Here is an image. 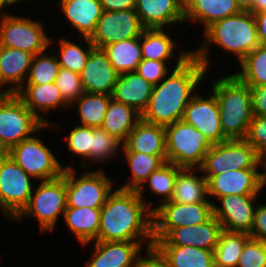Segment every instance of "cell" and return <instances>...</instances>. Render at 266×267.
I'll use <instances>...</instances> for the list:
<instances>
[{
    "label": "cell",
    "instance_id": "6da1fadb",
    "mask_svg": "<svg viewBox=\"0 0 266 267\" xmlns=\"http://www.w3.org/2000/svg\"><path fill=\"white\" fill-rule=\"evenodd\" d=\"M175 67L162 81L153 86L152 95L141 119L163 127L182 120L185 107L205 82L208 73L204 65L183 48L177 55Z\"/></svg>",
    "mask_w": 266,
    "mask_h": 267
},
{
    "label": "cell",
    "instance_id": "7a4b0ae2",
    "mask_svg": "<svg viewBox=\"0 0 266 267\" xmlns=\"http://www.w3.org/2000/svg\"><path fill=\"white\" fill-rule=\"evenodd\" d=\"M94 241L144 242L154 245L152 211L136 190L115 188L101 207L98 237Z\"/></svg>",
    "mask_w": 266,
    "mask_h": 267
},
{
    "label": "cell",
    "instance_id": "3957f363",
    "mask_svg": "<svg viewBox=\"0 0 266 267\" xmlns=\"http://www.w3.org/2000/svg\"><path fill=\"white\" fill-rule=\"evenodd\" d=\"M204 32L205 42L192 54L209 70L211 50L209 44L216 45L228 53L236 56L238 64L257 46L260 45L257 36L255 16L250 11H241L237 14L215 21Z\"/></svg>",
    "mask_w": 266,
    "mask_h": 267
},
{
    "label": "cell",
    "instance_id": "277c9868",
    "mask_svg": "<svg viewBox=\"0 0 266 267\" xmlns=\"http://www.w3.org/2000/svg\"><path fill=\"white\" fill-rule=\"evenodd\" d=\"M215 79L212 91L220 111V124L227 140H245L253 119L249 86L234 73Z\"/></svg>",
    "mask_w": 266,
    "mask_h": 267
},
{
    "label": "cell",
    "instance_id": "5b68a950",
    "mask_svg": "<svg viewBox=\"0 0 266 267\" xmlns=\"http://www.w3.org/2000/svg\"><path fill=\"white\" fill-rule=\"evenodd\" d=\"M54 125H45L16 94L0 93V145L6 152L37 131Z\"/></svg>",
    "mask_w": 266,
    "mask_h": 267
},
{
    "label": "cell",
    "instance_id": "8992f818",
    "mask_svg": "<svg viewBox=\"0 0 266 267\" xmlns=\"http://www.w3.org/2000/svg\"><path fill=\"white\" fill-rule=\"evenodd\" d=\"M66 208V169H64L60 177L40 181L38 187L33 189L28 204L13 220L20 221L21 218L32 217L38 220L42 233L52 231Z\"/></svg>",
    "mask_w": 266,
    "mask_h": 267
},
{
    "label": "cell",
    "instance_id": "52a82bcc",
    "mask_svg": "<svg viewBox=\"0 0 266 267\" xmlns=\"http://www.w3.org/2000/svg\"><path fill=\"white\" fill-rule=\"evenodd\" d=\"M167 162L181 168H200L212 144L194 126L179 120L165 127Z\"/></svg>",
    "mask_w": 266,
    "mask_h": 267
},
{
    "label": "cell",
    "instance_id": "ba28073f",
    "mask_svg": "<svg viewBox=\"0 0 266 267\" xmlns=\"http://www.w3.org/2000/svg\"><path fill=\"white\" fill-rule=\"evenodd\" d=\"M1 14V9H0ZM42 22L12 13L0 15V46L20 49L33 54H40L49 49L54 41L47 36Z\"/></svg>",
    "mask_w": 266,
    "mask_h": 267
},
{
    "label": "cell",
    "instance_id": "9c48e42d",
    "mask_svg": "<svg viewBox=\"0 0 266 267\" xmlns=\"http://www.w3.org/2000/svg\"><path fill=\"white\" fill-rule=\"evenodd\" d=\"M76 168H66L67 207L101 208L112 190L113 180L103 170L84 171L76 176Z\"/></svg>",
    "mask_w": 266,
    "mask_h": 267
},
{
    "label": "cell",
    "instance_id": "30bf717a",
    "mask_svg": "<svg viewBox=\"0 0 266 267\" xmlns=\"http://www.w3.org/2000/svg\"><path fill=\"white\" fill-rule=\"evenodd\" d=\"M259 165L260 154L246 140H226L212 144L200 169L209 181L227 170L259 168Z\"/></svg>",
    "mask_w": 266,
    "mask_h": 267
},
{
    "label": "cell",
    "instance_id": "8fae6325",
    "mask_svg": "<svg viewBox=\"0 0 266 267\" xmlns=\"http://www.w3.org/2000/svg\"><path fill=\"white\" fill-rule=\"evenodd\" d=\"M7 154L33 179L40 181L60 177L64 169L52 151L35 135L13 146Z\"/></svg>",
    "mask_w": 266,
    "mask_h": 267
},
{
    "label": "cell",
    "instance_id": "7c38bea8",
    "mask_svg": "<svg viewBox=\"0 0 266 267\" xmlns=\"http://www.w3.org/2000/svg\"><path fill=\"white\" fill-rule=\"evenodd\" d=\"M31 179L8 154L0 158V208L12 222L29 202Z\"/></svg>",
    "mask_w": 266,
    "mask_h": 267
},
{
    "label": "cell",
    "instance_id": "4fadbf2b",
    "mask_svg": "<svg viewBox=\"0 0 266 267\" xmlns=\"http://www.w3.org/2000/svg\"><path fill=\"white\" fill-rule=\"evenodd\" d=\"M215 202L181 204L166 201L153 206V242L163 238L171 229L202 224L213 216Z\"/></svg>",
    "mask_w": 266,
    "mask_h": 267
},
{
    "label": "cell",
    "instance_id": "5bb4252c",
    "mask_svg": "<svg viewBox=\"0 0 266 267\" xmlns=\"http://www.w3.org/2000/svg\"><path fill=\"white\" fill-rule=\"evenodd\" d=\"M144 29L135 9L103 11L89 40L94 47L102 48L121 40L140 37Z\"/></svg>",
    "mask_w": 266,
    "mask_h": 267
},
{
    "label": "cell",
    "instance_id": "9a60e30c",
    "mask_svg": "<svg viewBox=\"0 0 266 267\" xmlns=\"http://www.w3.org/2000/svg\"><path fill=\"white\" fill-rule=\"evenodd\" d=\"M257 198L258 195H227L218 198L217 203L221 205L213 204V215L221 224L222 230L250 234Z\"/></svg>",
    "mask_w": 266,
    "mask_h": 267
},
{
    "label": "cell",
    "instance_id": "2e32d148",
    "mask_svg": "<svg viewBox=\"0 0 266 267\" xmlns=\"http://www.w3.org/2000/svg\"><path fill=\"white\" fill-rule=\"evenodd\" d=\"M196 92L185 107L182 120L201 131L211 144L227 139L220 124V111L212 91L207 98Z\"/></svg>",
    "mask_w": 266,
    "mask_h": 267
},
{
    "label": "cell",
    "instance_id": "e0dca14e",
    "mask_svg": "<svg viewBox=\"0 0 266 267\" xmlns=\"http://www.w3.org/2000/svg\"><path fill=\"white\" fill-rule=\"evenodd\" d=\"M222 226L213 215L209 220L194 226L171 229L154 246H193L213 251L219 240Z\"/></svg>",
    "mask_w": 266,
    "mask_h": 267
},
{
    "label": "cell",
    "instance_id": "ac0fdd59",
    "mask_svg": "<svg viewBox=\"0 0 266 267\" xmlns=\"http://www.w3.org/2000/svg\"><path fill=\"white\" fill-rule=\"evenodd\" d=\"M120 74L111 65L102 48L94 47L79 73L83 90L87 93L112 95Z\"/></svg>",
    "mask_w": 266,
    "mask_h": 267
},
{
    "label": "cell",
    "instance_id": "d6986e66",
    "mask_svg": "<svg viewBox=\"0 0 266 267\" xmlns=\"http://www.w3.org/2000/svg\"><path fill=\"white\" fill-rule=\"evenodd\" d=\"M259 170L260 168L227 170L213 176L208 181V196L216 200L227 195H259Z\"/></svg>",
    "mask_w": 266,
    "mask_h": 267
},
{
    "label": "cell",
    "instance_id": "ffe728a7",
    "mask_svg": "<svg viewBox=\"0 0 266 267\" xmlns=\"http://www.w3.org/2000/svg\"><path fill=\"white\" fill-rule=\"evenodd\" d=\"M135 11L145 29L185 22L184 0H136Z\"/></svg>",
    "mask_w": 266,
    "mask_h": 267
},
{
    "label": "cell",
    "instance_id": "44dd1931",
    "mask_svg": "<svg viewBox=\"0 0 266 267\" xmlns=\"http://www.w3.org/2000/svg\"><path fill=\"white\" fill-rule=\"evenodd\" d=\"M144 242L94 241L91 258L85 267H132L142 254Z\"/></svg>",
    "mask_w": 266,
    "mask_h": 267
},
{
    "label": "cell",
    "instance_id": "7402d4cb",
    "mask_svg": "<svg viewBox=\"0 0 266 267\" xmlns=\"http://www.w3.org/2000/svg\"><path fill=\"white\" fill-rule=\"evenodd\" d=\"M25 104V106L45 125H51V120H46V113L62 107H70L63 99L62 93L55 84H24L15 93ZM41 111V112H40ZM43 115H41L40 113Z\"/></svg>",
    "mask_w": 266,
    "mask_h": 267
},
{
    "label": "cell",
    "instance_id": "603a6c76",
    "mask_svg": "<svg viewBox=\"0 0 266 267\" xmlns=\"http://www.w3.org/2000/svg\"><path fill=\"white\" fill-rule=\"evenodd\" d=\"M33 56L20 49L0 46V93L15 94L25 84ZM3 87L7 88L1 90Z\"/></svg>",
    "mask_w": 266,
    "mask_h": 267
},
{
    "label": "cell",
    "instance_id": "cb8c5ba5",
    "mask_svg": "<svg viewBox=\"0 0 266 267\" xmlns=\"http://www.w3.org/2000/svg\"><path fill=\"white\" fill-rule=\"evenodd\" d=\"M121 150L167 156L165 127L140 119L123 143Z\"/></svg>",
    "mask_w": 266,
    "mask_h": 267
},
{
    "label": "cell",
    "instance_id": "d4e9b609",
    "mask_svg": "<svg viewBox=\"0 0 266 267\" xmlns=\"http://www.w3.org/2000/svg\"><path fill=\"white\" fill-rule=\"evenodd\" d=\"M153 86L137 72H126L118 76L112 98L142 114L148 106Z\"/></svg>",
    "mask_w": 266,
    "mask_h": 267
},
{
    "label": "cell",
    "instance_id": "484cf974",
    "mask_svg": "<svg viewBox=\"0 0 266 267\" xmlns=\"http://www.w3.org/2000/svg\"><path fill=\"white\" fill-rule=\"evenodd\" d=\"M60 10L74 30L90 38L103 12L99 0H60Z\"/></svg>",
    "mask_w": 266,
    "mask_h": 267
},
{
    "label": "cell",
    "instance_id": "4316f807",
    "mask_svg": "<svg viewBox=\"0 0 266 267\" xmlns=\"http://www.w3.org/2000/svg\"><path fill=\"white\" fill-rule=\"evenodd\" d=\"M239 12L235 0H184V21L202 24L204 30L215 21Z\"/></svg>",
    "mask_w": 266,
    "mask_h": 267
},
{
    "label": "cell",
    "instance_id": "83f0119b",
    "mask_svg": "<svg viewBox=\"0 0 266 267\" xmlns=\"http://www.w3.org/2000/svg\"><path fill=\"white\" fill-rule=\"evenodd\" d=\"M201 172L200 168H181L176 176L174 191L170 202L192 204L199 202H211L208 198V181L203 175H195ZM208 199V200H207Z\"/></svg>",
    "mask_w": 266,
    "mask_h": 267
},
{
    "label": "cell",
    "instance_id": "f1b7e54d",
    "mask_svg": "<svg viewBox=\"0 0 266 267\" xmlns=\"http://www.w3.org/2000/svg\"><path fill=\"white\" fill-rule=\"evenodd\" d=\"M101 208L67 207L63 218L69 230L79 241V245L87 246L98 237Z\"/></svg>",
    "mask_w": 266,
    "mask_h": 267
},
{
    "label": "cell",
    "instance_id": "f546056e",
    "mask_svg": "<svg viewBox=\"0 0 266 267\" xmlns=\"http://www.w3.org/2000/svg\"><path fill=\"white\" fill-rule=\"evenodd\" d=\"M140 119L141 114L133 107L119 103L112 98L107 107L101 128L124 143Z\"/></svg>",
    "mask_w": 266,
    "mask_h": 267
},
{
    "label": "cell",
    "instance_id": "4dcf8cb0",
    "mask_svg": "<svg viewBox=\"0 0 266 267\" xmlns=\"http://www.w3.org/2000/svg\"><path fill=\"white\" fill-rule=\"evenodd\" d=\"M181 167L176 166L172 162H165L157 170L153 171L142 186L137 190L138 195L143 199L146 206L153 212L152 202L147 201V198L143 195L144 187H149L150 194L158 195V200L161 205L166 201H170L174 191V184L176 176Z\"/></svg>",
    "mask_w": 266,
    "mask_h": 267
},
{
    "label": "cell",
    "instance_id": "1f68e13d",
    "mask_svg": "<svg viewBox=\"0 0 266 267\" xmlns=\"http://www.w3.org/2000/svg\"><path fill=\"white\" fill-rule=\"evenodd\" d=\"M114 69L121 75L136 72L142 61L140 37L121 40L102 47Z\"/></svg>",
    "mask_w": 266,
    "mask_h": 267
},
{
    "label": "cell",
    "instance_id": "d6a6232c",
    "mask_svg": "<svg viewBox=\"0 0 266 267\" xmlns=\"http://www.w3.org/2000/svg\"><path fill=\"white\" fill-rule=\"evenodd\" d=\"M130 169V180L122 186L125 190H138L149 175L167 161V156H155L135 151H122Z\"/></svg>",
    "mask_w": 266,
    "mask_h": 267
},
{
    "label": "cell",
    "instance_id": "836d02e7",
    "mask_svg": "<svg viewBox=\"0 0 266 267\" xmlns=\"http://www.w3.org/2000/svg\"><path fill=\"white\" fill-rule=\"evenodd\" d=\"M164 28L144 29L140 36L143 59L170 61L177 44Z\"/></svg>",
    "mask_w": 266,
    "mask_h": 267
},
{
    "label": "cell",
    "instance_id": "e575fe53",
    "mask_svg": "<svg viewBox=\"0 0 266 267\" xmlns=\"http://www.w3.org/2000/svg\"><path fill=\"white\" fill-rule=\"evenodd\" d=\"M171 267H215L213 251L193 246H155Z\"/></svg>",
    "mask_w": 266,
    "mask_h": 267
},
{
    "label": "cell",
    "instance_id": "d590c367",
    "mask_svg": "<svg viewBox=\"0 0 266 267\" xmlns=\"http://www.w3.org/2000/svg\"><path fill=\"white\" fill-rule=\"evenodd\" d=\"M244 232L222 230L216 248L213 250L215 267H237L239 257L250 239Z\"/></svg>",
    "mask_w": 266,
    "mask_h": 267
},
{
    "label": "cell",
    "instance_id": "8d00e7d4",
    "mask_svg": "<svg viewBox=\"0 0 266 267\" xmlns=\"http://www.w3.org/2000/svg\"><path fill=\"white\" fill-rule=\"evenodd\" d=\"M112 95L84 92L74 104L77 106L81 126L101 127Z\"/></svg>",
    "mask_w": 266,
    "mask_h": 267
},
{
    "label": "cell",
    "instance_id": "74e56055",
    "mask_svg": "<svg viewBox=\"0 0 266 267\" xmlns=\"http://www.w3.org/2000/svg\"><path fill=\"white\" fill-rule=\"evenodd\" d=\"M240 71L234 73L249 87L266 85V45L260 44L240 63Z\"/></svg>",
    "mask_w": 266,
    "mask_h": 267
},
{
    "label": "cell",
    "instance_id": "f35d334b",
    "mask_svg": "<svg viewBox=\"0 0 266 267\" xmlns=\"http://www.w3.org/2000/svg\"><path fill=\"white\" fill-rule=\"evenodd\" d=\"M84 43L86 41V47L80 46L77 43L67 40L64 37H60L59 52L55 54L58 60V64L61 68L70 70L75 73H80L85 66L91 50L94 48L89 38L82 37Z\"/></svg>",
    "mask_w": 266,
    "mask_h": 267
},
{
    "label": "cell",
    "instance_id": "ab89813d",
    "mask_svg": "<svg viewBox=\"0 0 266 267\" xmlns=\"http://www.w3.org/2000/svg\"><path fill=\"white\" fill-rule=\"evenodd\" d=\"M123 143L116 137L109 135L103 128L91 127V148L89 161L93 163L107 162L120 153ZM116 154V155H115ZM106 160V161H105Z\"/></svg>",
    "mask_w": 266,
    "mask_h": 267
},
{
    "label": "cell",
    "instance_id": "60d3db41",
    "mask_svg": "<svg viewBox=\"0 0 266 267\" xmlns=\"http://www.w3.org/2000/svg\"><path fill=\"white\" fill-rule=\"evenodd\" d=\"M47 51L33 56L25 84H45L55 82L60 65L57 57Z\"/></svg>",
    "mask_w": 266,
    "mask_h": 267
},
{
    "label": "cell",
    "instance_id": "b9f144b4",
    "mask_svg": "<svg viewBox=\"0 0 266 267\" xmlns=\"http://www.w3.org/2000/svg\"><path fill=\"white\" fill-rule=\"evenodd\" d=\"M55 84L61 91L64 101L69 106L85 92L79 74L61 67Z\"/></svg>",
    "mask_w": 266,
    "mask_h": 267
},
{
    "label": "cell",
    "instance_id": "7bdbcfd3",
    "mask_svg": "<svg viewBox=\"0 0 266 267\" xmlns=\"http://www.w3.org/2000/svg\"><path fill=\"white\" fill-rule=\"evenodd\" d=\"M67 148L74 156L89 162V148H91V127L76 125L66 136ZM85 158V159H84Z\"/></svg>",
    "mask_w": 266,
    "mask_h": 267
},
{
    "label": "cell",
    "instance_id": "ee69618b",
    "mask_svg": "<svg viewBox=\"0 0 266 267\" xmlns=\"http://www.w3.org/2000/svg\"><path fill=\"white\" fill-rule=\"evenodd\" d=\"M237 267H266V243L250 238L245 243Z\"/></svg>",
    "mask_w": 266,
    "mask_h": 267
},
{
    "label": "cell",
    "instance_id": "f6af8a7d",
    "mask_svg": "<svg viewBox=\"0 0 266 267\" xmlns=\"http://www.w3.org/2000/svg\"><path fill=\"white\" fill-rule=\"evenodd\" d=\"M165 61L142 59L136 72L152 85L158 84L171 71Z\"/></svg>",
    "mask_w": 266,
    "mask_h": 267
},
{
    "label": "cell",
    "instance_id": "bcb514c9",
    "mask_svg": "<svg viewBox=\"0 0 266 267\" xmlns=\"http://www.w3.org/2000/svg\"><path fill=\"white\" fill-rule=\"evenodd\" d=\"M245 140L262 155L266 153V116H253Z\"/></svg>",
    "mask_w": 266,
    "mask_h": 267
},
{
    "label": "cell",
    "instance_id": "7dc6e473",
    "mask_svg": "<svg viewBox=\"0 0 266 267\" xmlns=\"http://www.w3.org/2000/svg\"><path fill=\"white\" fill-rule=\"evenodd\" d=\"M145 256L139 255L132 267H171L168 260L162 253L153 245L146 247Z\"/></svg>",
    "mask_w": 266,
    "mask_h": 267
},
{
    "label": "cell",
    "instance_id": "c3c4849f",
    "mask_svg": "<svg viewBox=\"0 0 266 267\" xmlns=\"http://www.w3.org/2000/svg\"><path fill=\"white\" fill-rule=\"evenodd\" d=\"M250 237L266 243V204H257Z\"/></svg>",
    "mask_w": 266,
    "mask_h": 267
},
{
    "label": "cell",
    "instance_id": "681fc988",
    "mask_svg": "<svg viewBox=\"0 0 266 267\" xmlns=\"http://www.w3.org/2000/svg\"><path fill=\"white\" fill-rule=\"evenodd\" d=\"M252 97L253 115L266 116V85L249 87Z\"/></svg>",
    "mask_w": 266,
    "mask_h": 267
},
{
    "label": "cell",
    "instance_id": "f907efd6",
    "mask_svg": "<svg viewBox=\"0 0 266 267\" xmlns=\"http://www.w3.org/2000/svg\"><path fill=\"white\" fill-rule=\"evenodd\" d=\"M103 11H125L135 9L136 0H99Z\"/></svg>",
    "mask_w": 266,
    "mask_h": 267
},
{
    "label": "cell",
    "instance_id": "816d5d0a",
    "mask_svg": "<svg viewBox=\"0 0 266 267\" xmlns=\"http://www.w3.org/2000/svg\"><path fill=\"white\" fill-rule=\"evenodd\" d=\"M257 36L260 44L266 45V10L254 13Z\"/></svg>",
    "mask_w": 266,
    "mask_h": 267
},
{
    "label": "cell",
    "instance_id": "f5cc1de1",
    "mask_svg": "<svg viewBox=\"0 0 266 267\" xmlns=\"http://www.w3.org/2000/svg\"><path fill=\"white\" fill-rule=\"evenodd\" d=\"M259 168H265L262 172H259V182H260V192L266 187V153L260 155V165Z\"/></svg>",
    "mask_w": 266,
    "mask_h": 267
},
{
    "label": "cell",
    "instance_id": "db71d44e",
    "mask_svg": "<svg viewBox=\"0 0 266 267\" xmlns=\"http://www.w3.org/2000/svg\"><path fill=\"white\" fill-rule=\"evenodd\" d=\"M235 2L241 11H250L254 0H235Z\"/></svg>",
    "mask_w": 266,
    "mask_h": 267
},
{
    "label": "cell",
    "instance_id": "11a10c76",
    "mask_svg": "<svg viewBox=\"0 0 266 267\" xmlns=\"http://www.w3.org/2000/svg\"><path fill=\"white\" fill-rule=\"evenodd\" d=\"M266 10V0H254L253 8L250 10L251 13H258Z\"/></svg>",
    "mask_w": 266,
    "mask_h": 267
},
{
    "label": "cell",
    "instance_id": "9f6ffc18",
    "mask_svg": "<svg viewBox=\"0 0 266 267\" xmlns=\"http://www.w3.org/2000/svg\"><path fill=\"white\" fill-rule=\"evenodd\" d=\"M13 4H16V0H0V9L4 11L7 6L11 7Z\"/></svg>",
    "mask_w": 266,
    "mask_h": 267
},
{
    "label": "cell",
    "instance_id": "6f0895ef",
    "mask_svg": "<svg viewBox=\"0 0 266 267\" xmlns=\"http://www.w3.org/2000/svg\"><path fill=\"white\" fill-rule=\"evenodd\" d=\"M7 154V152L4 150V148L0 145V158L4 157Z\"/></svg>",
    "mask_w": 266,
    "mask_h": 267
},
{
    "label": "cell",
    "instance_id": "680465c9",
    "mask_svg": "<svg viewBox=\"0 0 266 267\" xmlns=\"http://www.w3.org/2000/svg\"><path fill=\"white\" fill-rule=\"evenodd\" d=\"M26 1H30V0H16V3H21V2H26Z\"/></svg>",
    "mask_w": 266,
    "mask_h": 267
}]
</instances>
